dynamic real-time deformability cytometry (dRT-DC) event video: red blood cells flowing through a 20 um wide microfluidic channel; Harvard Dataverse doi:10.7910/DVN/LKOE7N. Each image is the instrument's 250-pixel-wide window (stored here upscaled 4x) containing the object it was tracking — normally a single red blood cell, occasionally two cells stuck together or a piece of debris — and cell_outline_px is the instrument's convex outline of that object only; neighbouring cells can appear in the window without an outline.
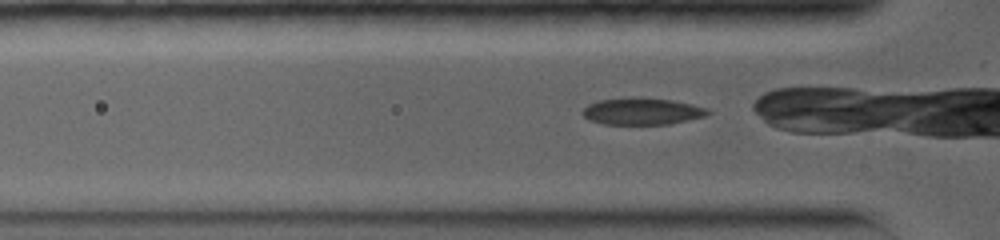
{"species": "common noctule bat (a hibernating species)", "species_latin": "Nyctalus noctula", "temperature_condition": "warm", "stored_images_in_passage": 51, "camera_frame_rate_fps": 5000, "um_per_image_px": 0.085, "animal": {"sex": "female", "body_mass_g": 19.0, "forearm_length_mm": 56.7}, "frame": {"image": 1, "passage_image": 2, "time_ms": 0.2, "image_size_px": [1000, 240], "cell_outline_px": [[712, 112], [704, 116], [668, 124], [604, 124], [588, 120], [580, 112], [588, 104], [596, 100], [640, 96], [672, 100], [692, 104], [708, 108]], "centroid_in_image_um": [54.54, 9.44], "position_along_channel_um": 71.3, "area_um2": 19.83}}
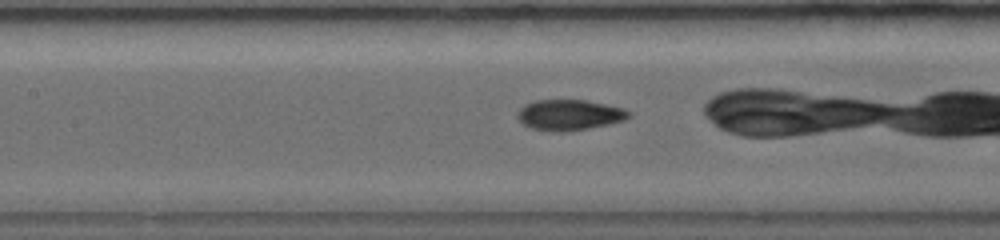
{"frame": {"image": 2, "passage_image": 15, "time_ms": 2.4, "image_size_px": [1000, 240], "cell_outline_px": [[632, 116], [624, 120], [608, 124], [568, 132], [552, 132], [532, 128], [524, 124], [516, 116], [516, 112], [524, 104], [536, 100], [584, 100], [624, 108], [632, 112]], "centroid_in_image_um": [48.39, 9.77], "position_along_channel_um": 159.0, "area_um2": 20.0}}
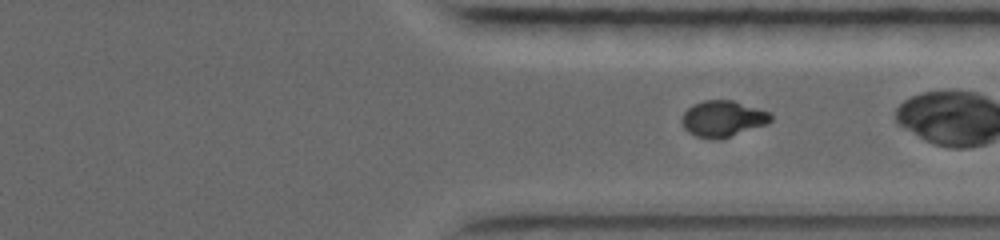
{"frame": {"image": 3, "passage_image": 45, "time_ms": 7.2, "image_size_px": [1000, 240], "cell_outline_px": [[772, 120], [768, 124], [720, 140], [712, 140], [696, 136], [688, 132], [684, 128], [680, 120], [684, 112], [692, 104], [704, 100], [732, 100], [772, 112]], "centroid_in_image_um": [61.45, 10.1], "position_along_channel_um": 350.0, "area_um2": 19.13}}